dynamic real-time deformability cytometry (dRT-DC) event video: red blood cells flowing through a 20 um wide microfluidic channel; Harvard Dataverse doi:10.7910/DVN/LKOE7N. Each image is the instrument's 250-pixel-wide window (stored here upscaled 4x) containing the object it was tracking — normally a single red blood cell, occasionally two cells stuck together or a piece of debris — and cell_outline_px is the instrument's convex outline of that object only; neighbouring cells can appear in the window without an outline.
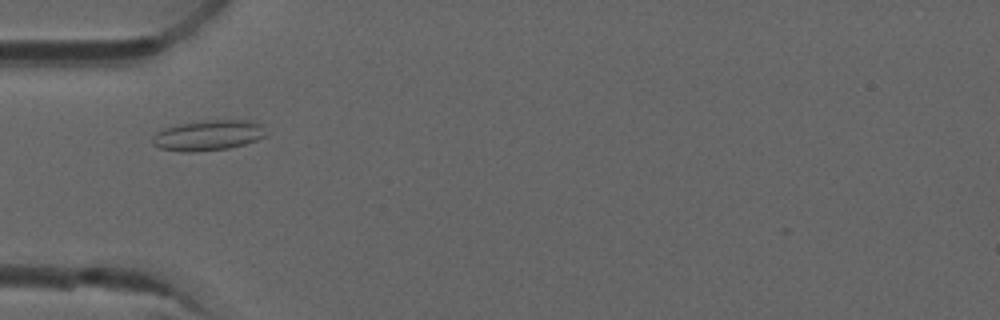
{"species": "common noctule bat (a hibernating species)", "species_latin": "Nyctalus noctula", "temperature_condition": "room temperature", "stored_images_in_passage": 5, "camera_frame_rate_fps": 3000, "um_per_image_px": 0.085, "animal": {"sex": "male", "forearm_length_mm": 52.5}, "frame": {"image": 1, "passage_image": 2, "time_ms": 0.333, "image_size_px": [1000, 320], "cell_outline_px": [[264, 136], [256, 140], [244, 144], [228, 148], [192, 152], [180, 152], [160, 148], [152, 144], [152, 136], [156, 132], [164, 128], [180, 124], [200, 120], [248, 120], [260, 124]], "centroid_in_image_um": [17.61, 11.5], "position_along_channel_um": 67.4, "area_um2": 19.94}}
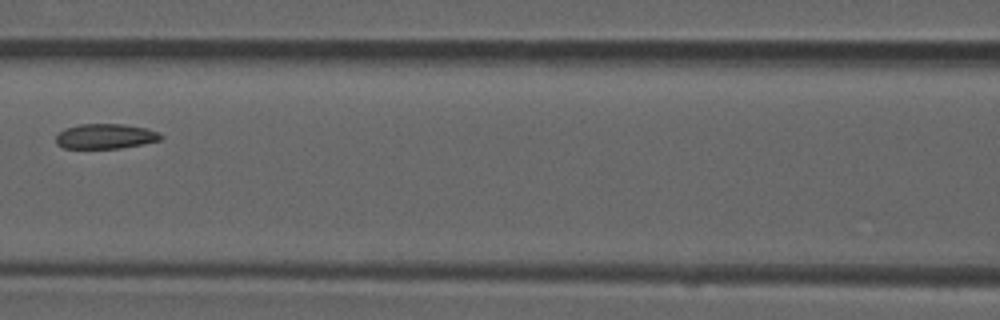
{"frame": {"image": 2, "passage_image": 4, "time_ms": 1.0, "image_size_px": [1000, 320], "cell_outline_px": [[164, 136], [160, 140], [144, 144], [120, 148], [64, 148], [56, 144], [56, 136], [64, 128], [80, 124], [120, 124], [148, 128], [160, 132]], "centroid_in_image_um": [8.99, 11.58], "position_along_channel_um": 157.6, "area_um2": 15.37}}
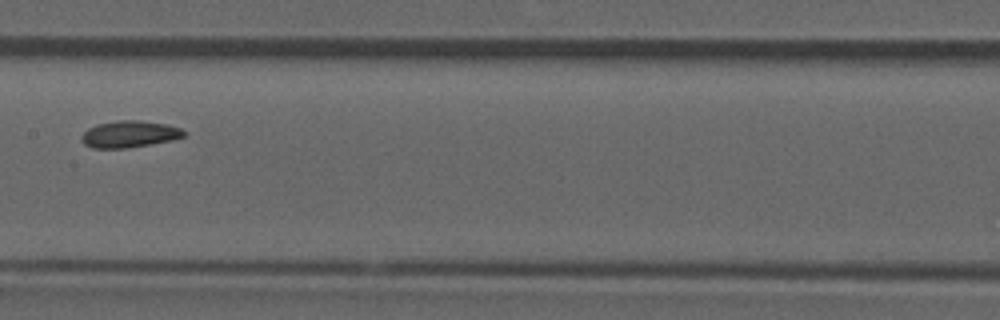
{"frame": {"image": 3, "passage_image": 5, "time_ms": 1.333, "image_size_px": [1000, 320], "cell_outline_px": [[184, 136], [172, 140], [128, 148], [92, 148], [84, 144], [80, 140], [80, 136], [88, 128], [96, 124], [116, 120], [140, 120], [164, 124], [180, 128], [184, 132]], "centroid_in_image_um": [10.93, 11.4], "position_along_channel_um": 196.5, "area_um2": 15.95}}